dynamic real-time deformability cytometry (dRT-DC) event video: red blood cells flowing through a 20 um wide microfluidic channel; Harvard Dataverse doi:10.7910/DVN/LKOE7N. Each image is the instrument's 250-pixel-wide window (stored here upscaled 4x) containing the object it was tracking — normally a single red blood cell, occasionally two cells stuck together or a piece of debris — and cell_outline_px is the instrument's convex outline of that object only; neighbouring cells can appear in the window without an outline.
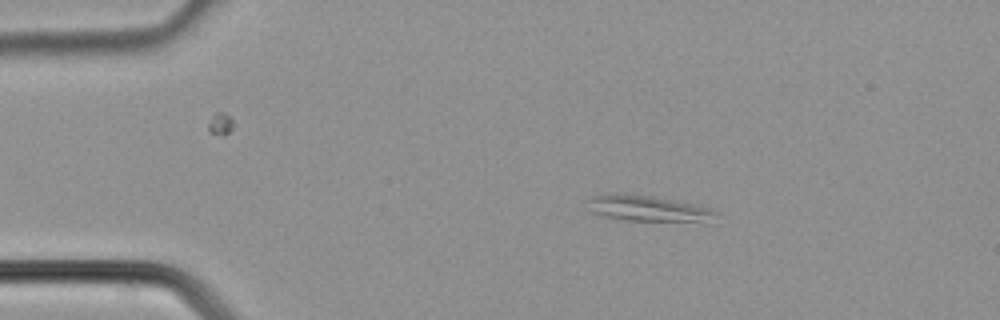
{"species": "common noctule bat (a hibernating species)", "species_latin": "Nyctalus noctula", "temperature_condition": "cold", "stored_images_in_passage": 37, "camera_frame_rate_fps": 3000, "um_per_image_px": 0.085, "animal": {"sex": "male", "body_mass_g": 21.5, "forearm_length_mm": 52.0}, "frame": {"image": 1, "passage_image": 6, "time_ms": 1.667, "image_size_px": [1000, 320], "cell_outline_px": [[716, 224], [624, 220], [604, 216], [592, 212], [584, 200], [592, 196], [616, 192], [652, 196], [708, 208], [716, 212]], "centroid_in_image_um": [55.13, 17.76], "position_along_channel_um": 29.9, "area_um2": 20.11}}
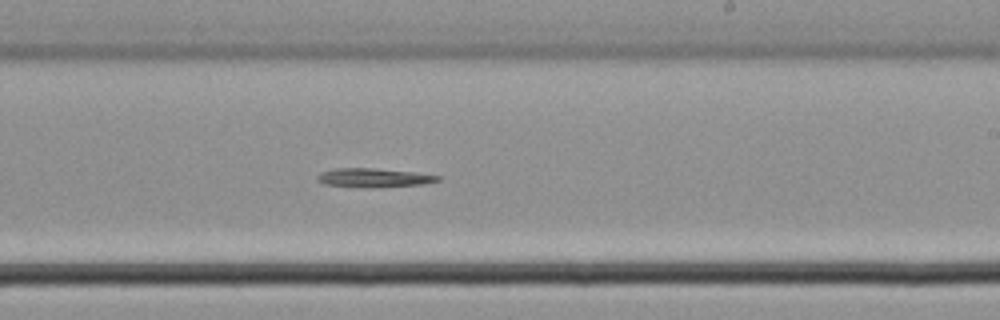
{"frame": {"image": 2, "passage_image": 22, "time_ms": 7.0, "image_size_px": [1000, 320], "cell_outline_px": [[440, 180], [424, 184], [372, 188], [368, 188], [324, 184], [316, 180], [316, 176], [320, 172], [336, 168], [372, 168], [416, 172], [440, 176]], "centroid_in_image_um": [31.75, 15.11], "position_along_channel_um": 257.3, "area_um2": 13.41}}
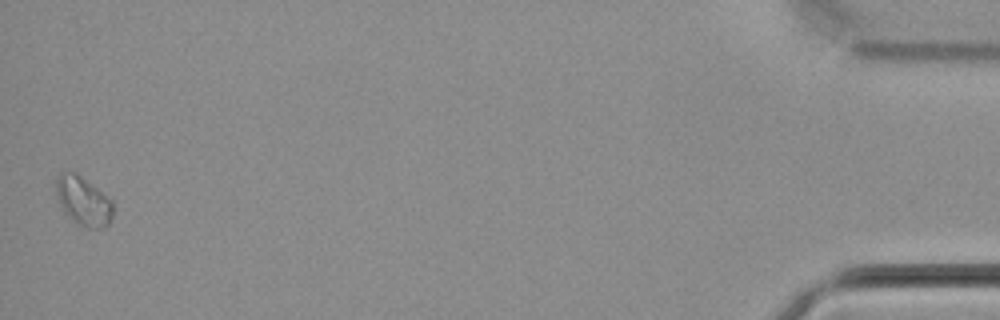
{"frame": {"image": 3, "passage_image": 37, "time_ms": 12.0, "image_size_px": [1000, 320], "cell_outline_px": [[112, 216], [108, 224], [104, 228], [88, 228], [80, 224], [64, 212], [60, 208], [56, 192], [56, 176], [60, 172], [72, 172], [80, 176], [112, 200]], "centroid_in_image_um": [7.06, 17.09], "position_along_channel_um": 428.1, "area_um2": 15.9}}